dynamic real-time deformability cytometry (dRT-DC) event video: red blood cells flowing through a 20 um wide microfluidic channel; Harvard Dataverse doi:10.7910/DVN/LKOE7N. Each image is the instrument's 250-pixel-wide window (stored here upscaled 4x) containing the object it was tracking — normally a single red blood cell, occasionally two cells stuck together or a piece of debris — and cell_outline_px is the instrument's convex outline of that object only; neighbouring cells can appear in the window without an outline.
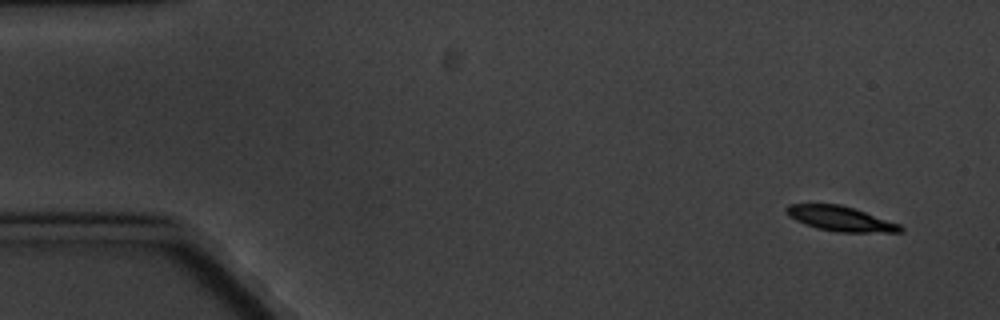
{"species": "common noctule bat (a hibernating species)", "species_latin": "Nyctalus noctula", "temperature_condition": "cold", "stored_images_in_passage": 5, "camera_frame_rate_fps": 3000, "um_per_image_px": 0.085, "animal": {"sex": "male", "body_mass_g": 20.1, "forearm_length_mm": 53.5}, "frame": {"image": 1, "passage_image": 1, "time_ms": 0.0, "image_size_px": [1000, 320], "cell_outline_px": [[904, 232], [836, 232], [816, 228], [804, 224], [788, 216], [784, 212], [784, 208], [788, 204], [840, 204], [900, 224], [904, 228]], "centroid_in_image_um": [71.39, 18.59], "position_along_channel_um": 13.6, "area_um2": 16.53}}